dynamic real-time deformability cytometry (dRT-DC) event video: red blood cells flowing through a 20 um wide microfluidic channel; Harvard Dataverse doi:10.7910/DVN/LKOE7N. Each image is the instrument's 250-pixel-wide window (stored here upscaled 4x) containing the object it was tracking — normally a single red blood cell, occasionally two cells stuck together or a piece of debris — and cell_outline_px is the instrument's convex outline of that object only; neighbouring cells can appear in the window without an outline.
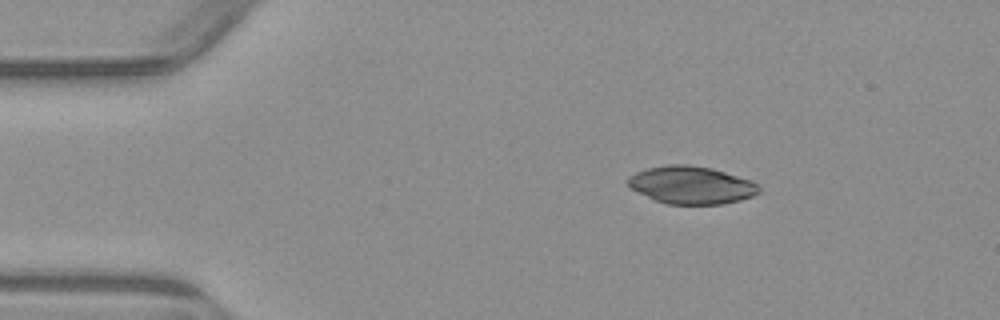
{"species": "common noctule bat (a hibernating species)", "species_latin": "Nyctalus noctula", "temperature_condition": "warm", "stored_images_in_passage": 3, "camera_frame_rate_fps": 3000, "um_per_image_px": 0.085, "animal": {"sex": "male", "body_mass_g": 23.1, "forearm_length_mm": 52.7}, "frame": {"image": 1, "passage_image": 1, "time_ms": 0.0, "image_size_px": [1000, 320], "cell_outline_px": [[760, 192], [752, 196], [740, 200], [724, 204], [668, 204], [656, 200], [632, 188], [624, 180], [628, 176], [636, 172], [648, 168], [672, 164], [688, 164], [712, 168], [752, 180], [760, 188]], "centroid_in_image_um": [58.78, 15.72], "position_along_channel_um": 26.2, "area_um2": 28.67}}